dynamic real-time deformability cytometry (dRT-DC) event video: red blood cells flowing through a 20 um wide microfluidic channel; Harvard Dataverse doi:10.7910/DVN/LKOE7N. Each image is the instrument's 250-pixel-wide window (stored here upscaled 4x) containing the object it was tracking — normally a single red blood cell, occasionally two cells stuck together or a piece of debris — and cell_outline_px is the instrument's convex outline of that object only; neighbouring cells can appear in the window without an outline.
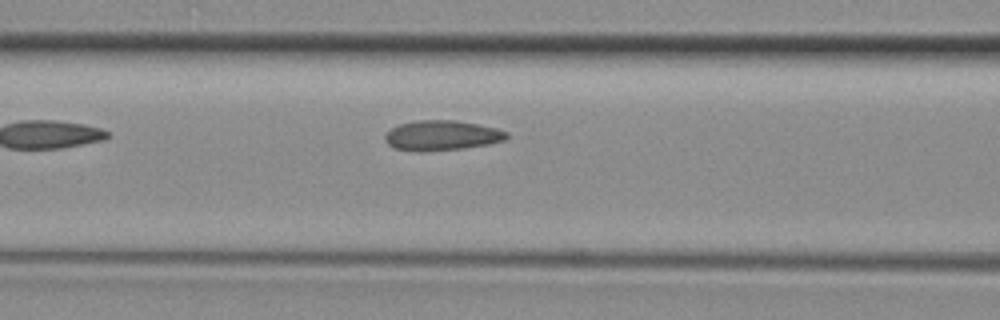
{"species": "common noctule bat (a hibernating species)", "species_latin": "Nyctalus noctula", "temperature_condition": "room temperature", "stored_images_in_passage": 10, "camera_frame_rate_fps": 3000, "um_per_image_px": 0.085, "animal": {"sex": "female", "body_mass_g": 29.2, "forearm_length_mm": 56.3}, "frame": {"image": 1, "passage_image": 6, "time_ms": 1.667, "image_size_px": [1000, 320], "cell_outline_px": [[508, 136], [504, 140], [488, 144], [464, 148], [424, 152], [420, 152], [396, 148], [388, 144], [384, 140], [384, 136], [392, 128], [400, 124], [416, 120], [456, 120], [496, 128], [508, 132]], "centroid_in_image_um": [37.55, 11.51], "position_along_channel_um": 129.1, "area_um2": 21.21}}
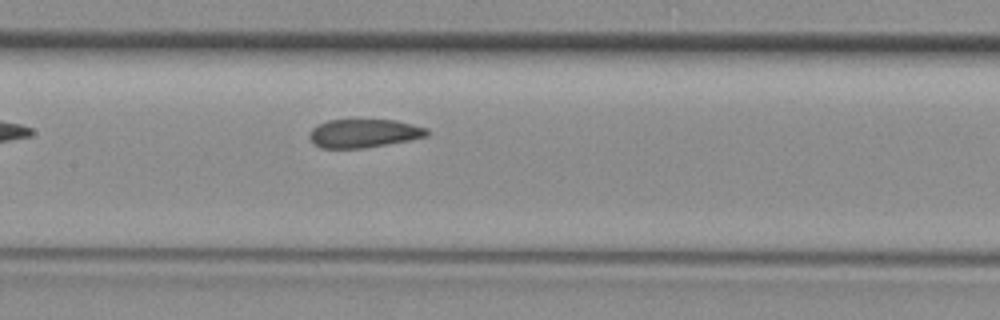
{"frame": {"image": 2, "passage_image": 9, "time_ms": 2.667, "image_size_px": [1000, 320], "cell_outline_px": [[428, 136], [408, 140], [364, 148], [320, 148], [312, 144], [308, 136], [312, 128], [328, 120], [396, 120], [428, 128]], "centroid_in_image_um": [30.9, 11.34], "position_along_channel_um": 176.5, "area_um2": 19.48}}